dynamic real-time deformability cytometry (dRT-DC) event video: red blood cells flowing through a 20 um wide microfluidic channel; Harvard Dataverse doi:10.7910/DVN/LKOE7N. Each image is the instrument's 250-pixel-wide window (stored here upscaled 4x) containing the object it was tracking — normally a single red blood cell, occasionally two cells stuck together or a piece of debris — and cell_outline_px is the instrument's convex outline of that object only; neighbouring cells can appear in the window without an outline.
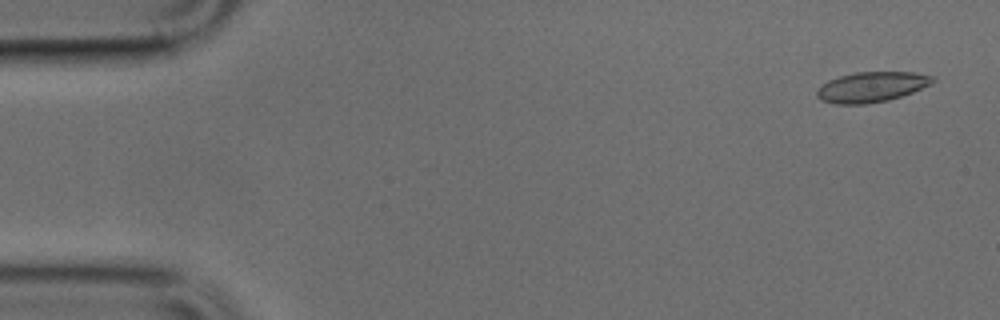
{"species": "common noctule bat (a hibernating species)", "species_latin": "Nyctalus noctula", "temperature_condition": "cold", "stored_images_in_passage": 48, "camera_frame_rate_fps": 3000, "um_per_image_px": 0.085, "animal": {"sex": "male", "body_mass_g": 17.9, "forearm_length_mm": 54.2}, "frame": {"image": 1, "passage_image": 1, "time_ms": 0.0, "image_size_px": [1000, 320], "cell_outline_px": [[936, 80], [932, 84], [912, 92], [888, 100], [864, 104], [836, 104], [820, 100], [816, 96], [816, 92], [828, 80], [840, 76], [856, 72], [912, 72], [932, 76]], "centroid_in_image_um": [74.08, 7.39], "position_along_channel_um": 10.9, "area_um2": 20.23}}
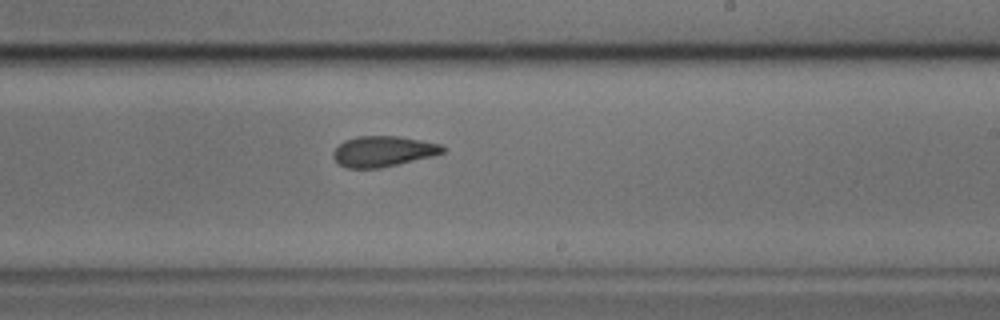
{"frame": {"image": 2, "passage_image": 28, "time_ms": 9.0, "image_size_px": [1000, 320], "cell_outline_px": [[448, 148], [444, 152], [432, 156], [380, 168], [344, 168], [336, 164], [332, 156], [332, 152], [344, 140], [356, 136], [400, 136], [440, 144]], "centroid_in_image_um": [32.53, 12.87], "position_along_channel_um": 256.5, "area_um2": 19.71}}
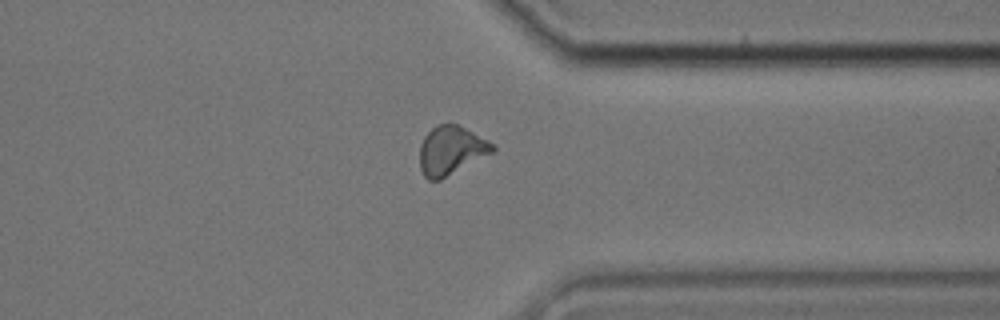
{"frame": {"image": 3, "passage_image": 37, "time_ms": 12.0, "image_size_px": [1000, 320], "cell_outline_px": [[496, 148], [492, 152], [440, 180], [428, 180], [424, 176], [420, 168], [420, 144], [424, 136], [436, 124], [456, 124], [488, 140]], "centroid_in_image_um": [38.3, 12.79], "position_along_channel_um": 373.1, "area_um2": 20.35}}